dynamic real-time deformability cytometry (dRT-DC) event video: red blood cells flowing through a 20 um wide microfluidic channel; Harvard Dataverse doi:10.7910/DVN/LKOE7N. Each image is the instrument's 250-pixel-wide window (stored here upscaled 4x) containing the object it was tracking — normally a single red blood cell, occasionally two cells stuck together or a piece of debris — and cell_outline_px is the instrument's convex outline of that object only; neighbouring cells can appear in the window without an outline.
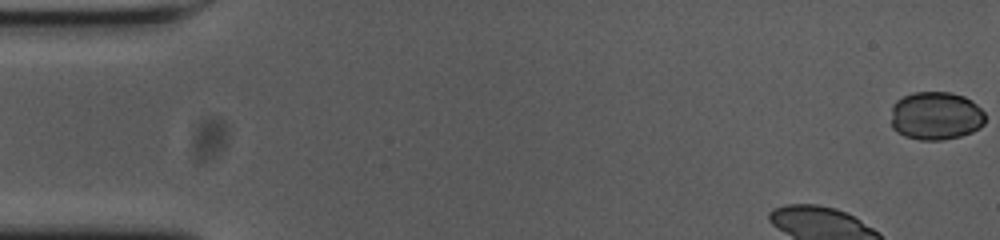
{"species": "common noctule bat (a hibernating species)", "species_latin": "Nyctalus noctula", "temperature_condition": "cold", "stored_images_in_passage": 45, "camera_frame_rate_fps": 3000, "um_per_image_px": 0.085, "animal": {"sex": "female", "body_mass_g": 23.0, "forearm_length_mm": 53.4}, "frame": {"image": 1, "passage_image": 1, "time_ms": 0.0, "image_size_px": [1000, 240], "cell_outline_px": [[984, 124], [980, 128], [972, 132], [960, 136], [940, 140], [920, 140], [904, 136], [896, 132], [892, 128], [892, 104], [896, 100], [912, 92], [948, 92], [964, 96], [972, 100], [984, 112]], "centroid_in_image_um": [79.53, 9.84], "position_along_channel_um": 5.5, "area_um2": 26.7}}